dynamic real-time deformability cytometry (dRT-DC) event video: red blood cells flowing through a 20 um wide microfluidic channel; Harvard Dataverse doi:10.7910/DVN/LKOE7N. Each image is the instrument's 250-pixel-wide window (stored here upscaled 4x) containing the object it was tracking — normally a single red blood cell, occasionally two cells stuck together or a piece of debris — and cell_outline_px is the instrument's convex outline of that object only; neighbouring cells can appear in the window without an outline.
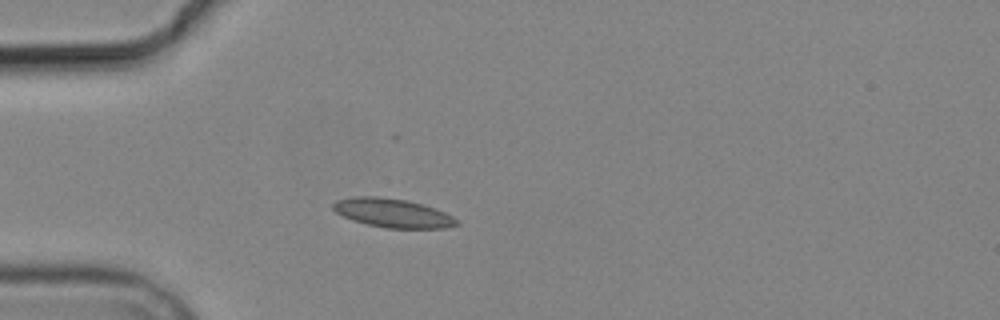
{"species": "common noctule bat (a hibernating species)", "species_latin": "Nyctalus noctula", "temperature_condition": "cold", "stored_images_in_passage": 4, "camera_frame_rate_fps": 3000, "um_per_image_px": 0.085, "animal": {"sex": "male", "body_mass_g": 19.2, "forearm_length_mm": 51.8}, "frame": {"image": 1, "passage_image": 4, "time_ms": 3.333, "image_size_px": [1000, 320], "cell_outline_px": [[460, 224], [444, 228], [388, 228], [368, 224], [352, 220], [336, 212], [332, 208], [332, 204], [336, 200], [356, 196], [376, 196], [404, 200], [420, 204], [444, 212], [452, 216]], "centroid_in_image_um": [33.34, 18.11], "position_along_channel_um": 51.7, "area_um2": 20.4}}